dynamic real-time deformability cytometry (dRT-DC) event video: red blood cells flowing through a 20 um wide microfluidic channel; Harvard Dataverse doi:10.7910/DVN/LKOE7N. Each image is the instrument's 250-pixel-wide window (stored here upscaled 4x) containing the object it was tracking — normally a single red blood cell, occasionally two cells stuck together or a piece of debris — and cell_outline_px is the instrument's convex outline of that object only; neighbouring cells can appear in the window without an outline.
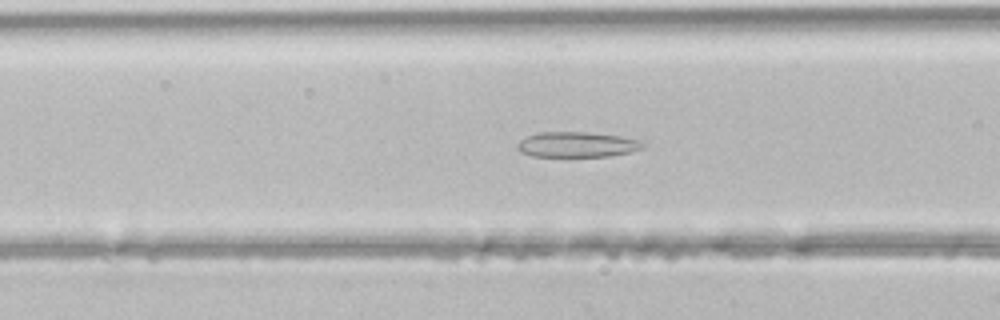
{"species": "common noctule bat (a hibernating species)", "species_latin": "Nyctalus noctula", "temperature_condition": "room temperature", "stored_images_in_passage": 42, "camera_frame_rate_fps": 3000, "um_per_image_px": 0.085, "animal": {"sex": "male", "body_mass_g": 21.5, "forearm_length_mm": 52.0}, "frame": {"image": 1, "passage_image": 12, "time_ms": 3.667, "image_size_px": [1000, 320], "cell_outline_px": [[644, 148], [632, 152], [612, 156], [532, 156], [520, 152], [516, 148], [516, 144], [520, 140], [536, 132], [588, 132], [620, 136], [636, 140], [644, 144]], "centroid_in_image_um": [49.02, 12.29], "position_along_channel_um": 117.6, "area_um2": 18.55}}
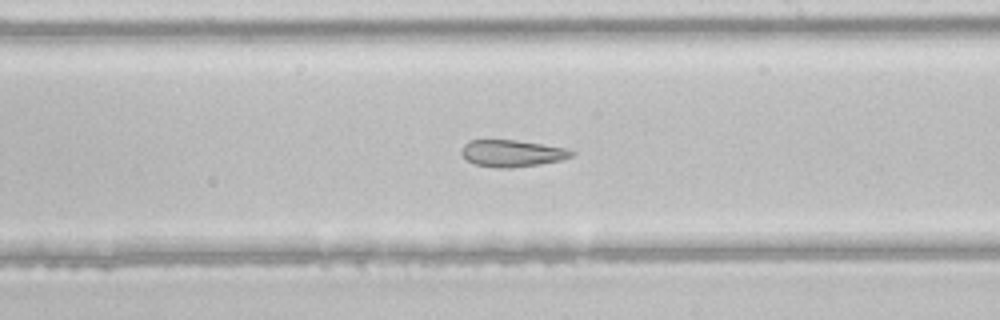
{"frame": {"image": 2, "passage_image": 21, "time_ms": 6.667, "image_size_px": [1000, 320], "cell_outline_px": [[576, 152], [572, 156], [560, 160], [512, 168], [496, 168], [476, 164], [468, 160], [460, 152], [464, 144], [468, 140], [516, 140], [564, 148]], "centroid_in_image_um": [43.49, 13.03], "position_along_channel_um": 245.5, "area_um2": 16.94}}
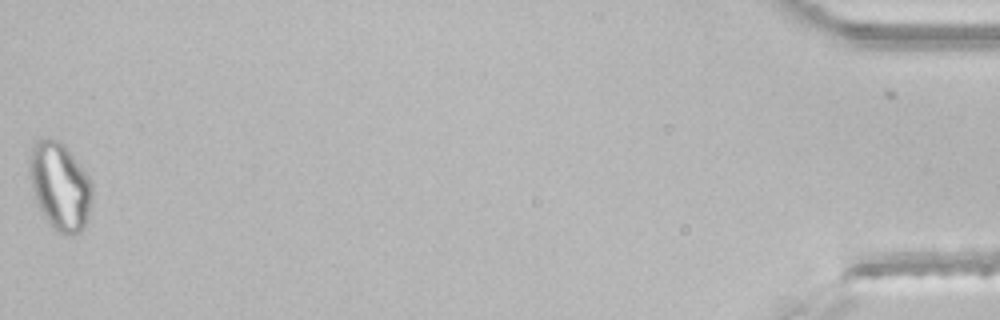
{"frame": {"image": 3, "passage_image": 41, "time_ms": 13.333, "image_size_px": [1000, 320], "cell_outline_px": [[92, 196], [84, 228], [76, 236], [64, 236], [48, 220], [40, 208], [36, 200], [32, 188], [28, 168], [32, 148], [36, 140], [60, 140], [64, 144], [88, 176], [92, 184]], "centroid_in_image_um": [5.11, 15.84], "position_along_channel_um": 430.1, "area_um2": 31.44}}